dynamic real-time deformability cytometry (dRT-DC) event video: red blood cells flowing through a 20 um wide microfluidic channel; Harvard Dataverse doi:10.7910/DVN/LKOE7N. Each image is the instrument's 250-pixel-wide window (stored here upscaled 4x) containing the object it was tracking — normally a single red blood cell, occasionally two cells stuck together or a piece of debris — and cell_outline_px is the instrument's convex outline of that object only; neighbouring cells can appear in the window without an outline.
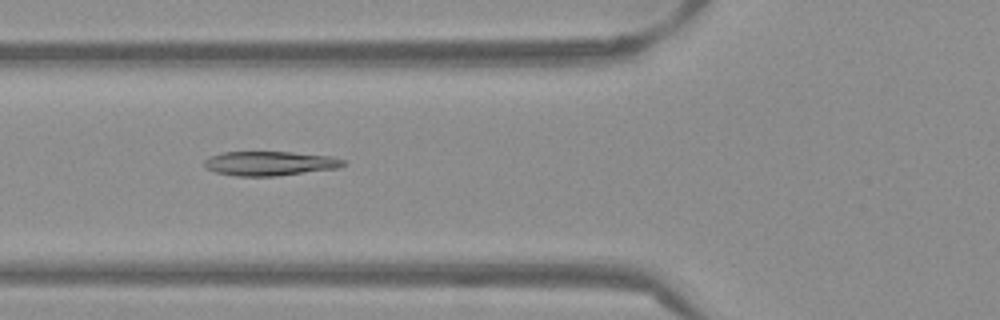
{"species": "Egyptian fruit bat (a non-hibernating species)", "species_latin": "Rousettus aegyptiacus", "temperature_condition": "warm", "stored_images_in_passage": 53, "camera_frame_rate_fps": 3000, "um_per_image_px": 0.085, "frame": {"image": 1, "passage_image": 20, "time_ms": 6.333, "image_size_px": [1000, 320], "cell_outline_px": [[348, 164], [340, 168], [276, 176], [236, 176], [216, 172], [204, 168], [204, 160], [208, 156], [224, 152], [292, 152], [332, 156], [344, 160]], "centroid_in_image_um": [22.95, 13.89], "position_along_channel_um": 102.8, "area_um2": 19.94}}
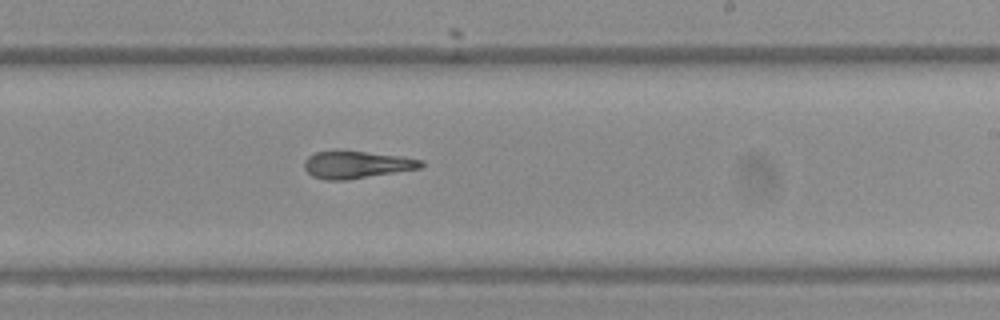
{"frame": {"image": 2, "passage_image": 32, "time_ms": 10.333, "image_size_px": [1000, 320], "cell_outline_px": [[424, 164], [420, 168], [348, 180], [324, 180], [312, 176], [304, 168], [304, 160], [308, 156], [316, 152], [364, 152], [400, 156], [424, 160]], "centroid_in_image_um": [30.31, 14.02], "position_along_channel_um": 258.7, "area_um2": 18.26}}
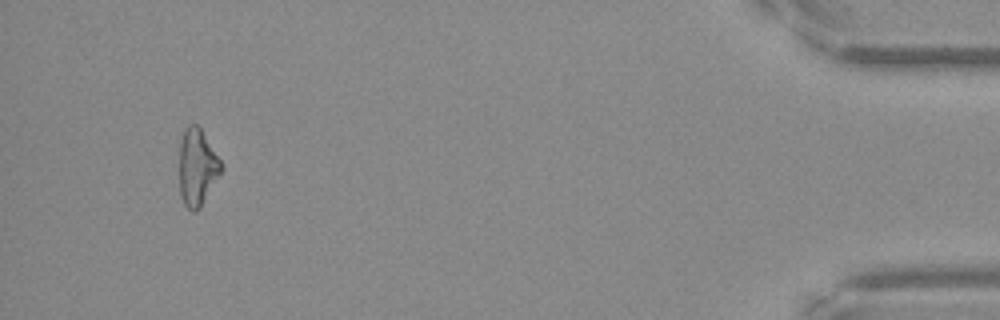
{"frame": {"image": 3, "passage_image": 50, "time_ms": 16.333, "image_size_px": [1000, 320], "cell_outline_px": [[220, 172], [200, 208], [196, 212], [192, 212], [184, 204], [180, 196], [180, 140], [184, 128], [188, 124], [196, 124], [200, 128], [220, 160]], "centroid_in_image_um": [16.72, 14.21], "position_along_channel_um": 418.5, "area_um2": 18.32}, "authors_computed_cell_mechanics": {"area_um2": 19.5364, "velocity_mm_per_s": 3.8838, "shape_relaxation_time_tau1_ms": null, "shape_relaxation_time_tau2_ms": 2.5855, "deformation_change_tau1": null, "deformation_change_tau2": 0.0967}}